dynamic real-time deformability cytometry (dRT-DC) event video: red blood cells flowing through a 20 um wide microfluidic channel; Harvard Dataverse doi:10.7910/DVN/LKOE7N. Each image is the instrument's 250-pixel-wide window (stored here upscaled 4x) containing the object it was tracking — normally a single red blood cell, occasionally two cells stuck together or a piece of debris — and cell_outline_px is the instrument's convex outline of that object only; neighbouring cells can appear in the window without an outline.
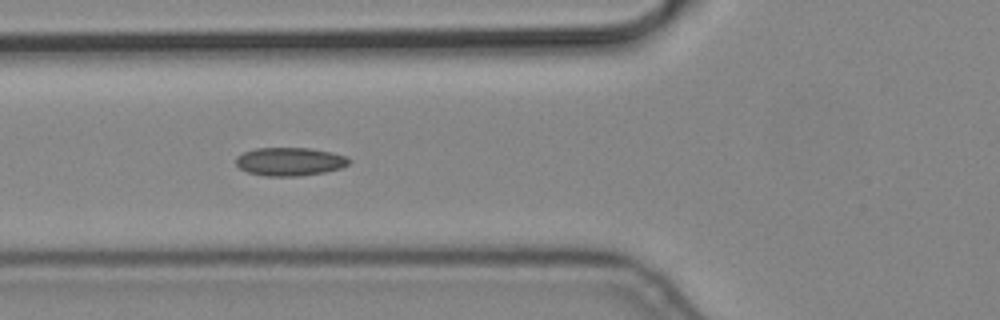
{"species": "common noctule bat (a hibernating species)", "species_latin": "Nyctalus noctula", "temperature_condition": "cold", "stored_images_in_passage": 14, "camera_frame_rate_fps": 3000, "um_per_image_px": 0.085, "animal": {"sex": "male", "body_mass_g": 19.2, "forearm_length_mm": 51.8}, "frame": {"image": 1, "passage_image": 5, "time_ms": 1.333, "image_size_px": [1000, 320], "cell_outline_px": [[352, 160], [348, 164], [340, 168], [324, 172], [296, 176], [264, 176], [248, 172], [240, 168], [236, 164], [236, 156], [244, 152], [256, 148], [312, 148], [332, 152], [348, 156]], "centroid_in_image_um": [24.65, 13.72], "position_along_channel_um": 101.1, "area_um2": 18.73}}
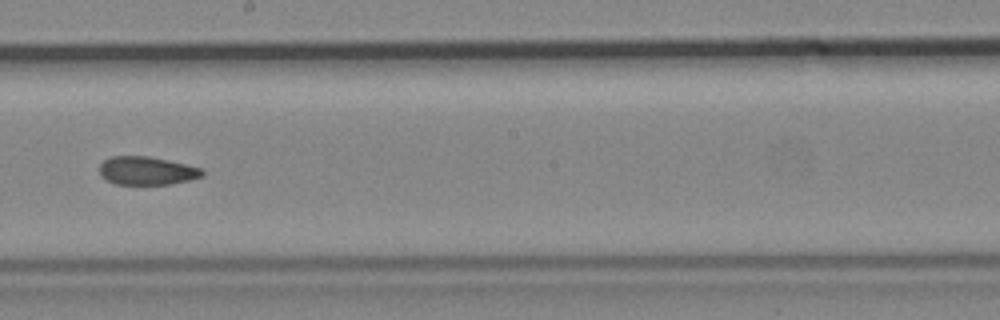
{"frame": {"image": 2, "passage_image": 8, "time_ms": 2.333, "image_size_px": [1000, 320], "cell_outline_px": [[204, 176], [188, 180], [168, 184], [116, 184], [104, 180], [100, 176], [100, 164], [104, 160], [112, 156], [148, 156], [168, 160], [204, 168]], "centroid_in_image_um": [12.48, 14.51], "position_along_channel_um": 235.7, "area_um2": 17.05}}
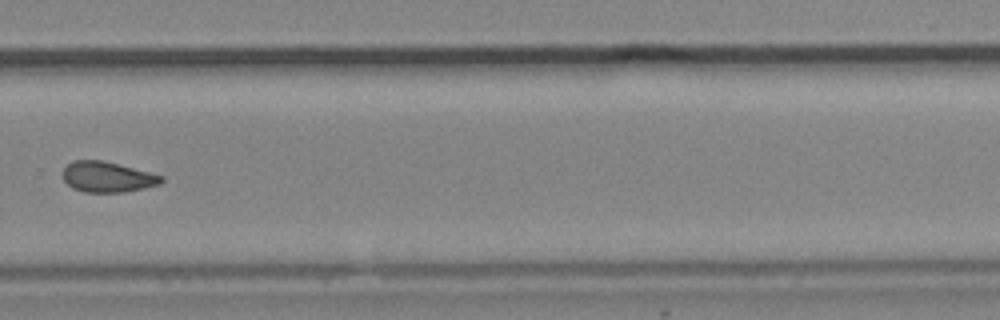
{"frame": {"image": 3, "passage_image": 10, "time_ms": 3.0, "image_size_px": [1000, 320], "cell_outline_px": [[164, 180], [160, 184], [144, 188], [124, 192], [84, 192], [72, 188], [64, 180], [64, 168], [72, 160], [104, 160], [164, 176]], "centroid_in_image_um": [9.14, 15.04], "position_along_channel_um": 320.7, "area_um2": 17.51}}